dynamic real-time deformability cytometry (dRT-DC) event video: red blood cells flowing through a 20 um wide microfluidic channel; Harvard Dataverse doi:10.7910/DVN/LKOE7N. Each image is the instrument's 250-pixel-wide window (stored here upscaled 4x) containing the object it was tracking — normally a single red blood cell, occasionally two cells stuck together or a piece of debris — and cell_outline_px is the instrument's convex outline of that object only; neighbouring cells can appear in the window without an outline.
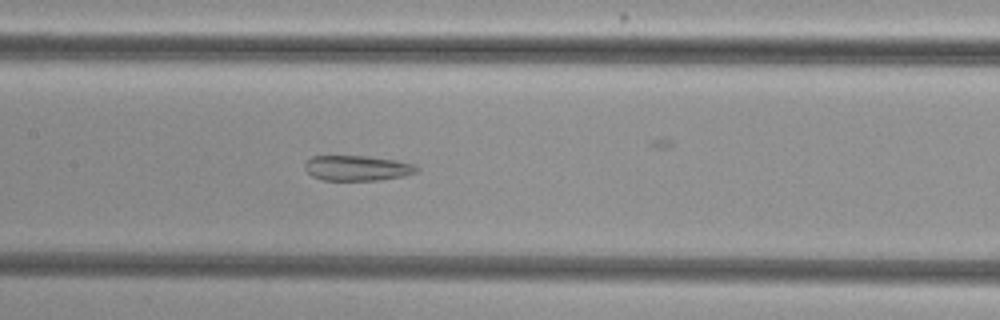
{"species": "common noctule bat (a hibernating species)", "species_latin": "Nyctalus noctula", "temperature_condition": "cold", "stored_images_in_passage": 50, "segment_of_instrument_passage": [1, 2], "camera_frame_rate_fps": 3000, "um_per_image_px": 0.085, "animal": {"sex": "female", "body_mass_g": 29.2, "forearm_length_mm": 56.3}, "frame": {"image": 1, "passage_image": 21, "time_ms": 6.667, "image_size_px": [1000, 320], "cell_outline_px": [[420, 168], [416, 172], [404, 176], [380, 180], [324, 180], [312, 176], [304, 168], [304, 164], [312, 156], [368, 156], [396, 160], [412, 164]], "centroid_in_image_um": [30.36, 14.28], "position_along_channel_um": 177.0, "area_um2": 16.42}}
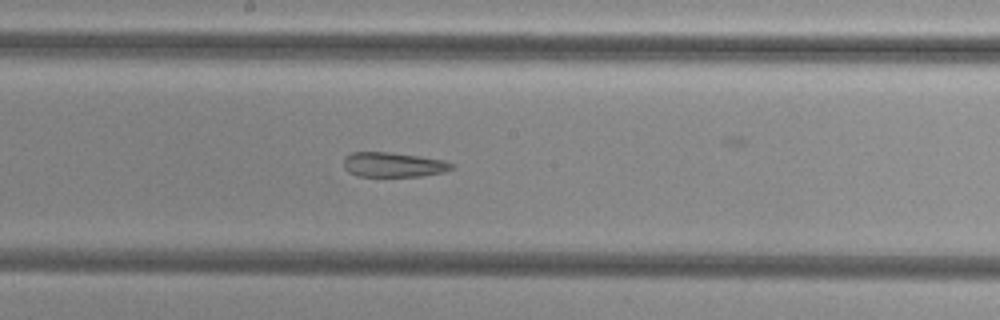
{"frame": {"image": 2, "passage_image": 24, "time_ms": 7.667, "image_size_px": [1000, 320], "cell_outline_px": [[456, 168], [444, 172], [420, 176], [356, 176], [348, 172], [344, 168], [344, 156], [352, 152], [388, 152], [420, 156], [444, 160], [456, 164]], "centroid_in_image_um": [33.46, 14.0], "position_along_channel_um": 214.7, "area_um2": 15.78}}
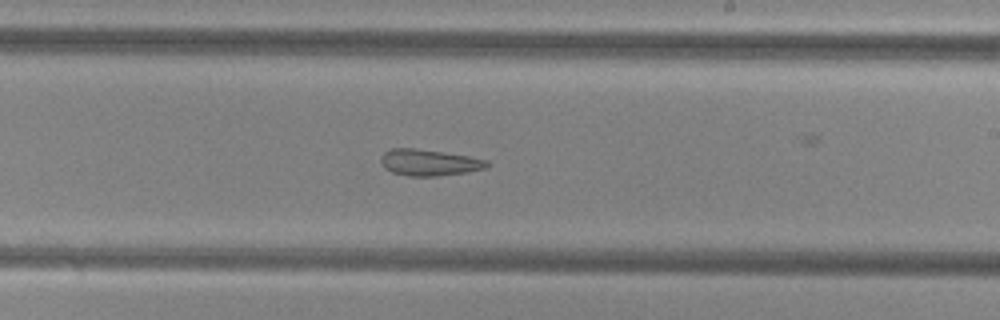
{"frame": {"image": 3, "passage_image": 27, "time_ms": 8.667, "image_size_px": [1000, 320], "cell_outline_px": [[492, 164], [488, 168], [468, 172], [436, 176], [408, 176], [392, 172], [384, 168], [380, 160], [380, 156], [384, 152], [392, 148], [416, 148], [468, 156], [488, 160]], "centroid_in_image_um": [36.5, 13.82], "position_along_channel_um": 252.5, "area_um2": 16.47}}